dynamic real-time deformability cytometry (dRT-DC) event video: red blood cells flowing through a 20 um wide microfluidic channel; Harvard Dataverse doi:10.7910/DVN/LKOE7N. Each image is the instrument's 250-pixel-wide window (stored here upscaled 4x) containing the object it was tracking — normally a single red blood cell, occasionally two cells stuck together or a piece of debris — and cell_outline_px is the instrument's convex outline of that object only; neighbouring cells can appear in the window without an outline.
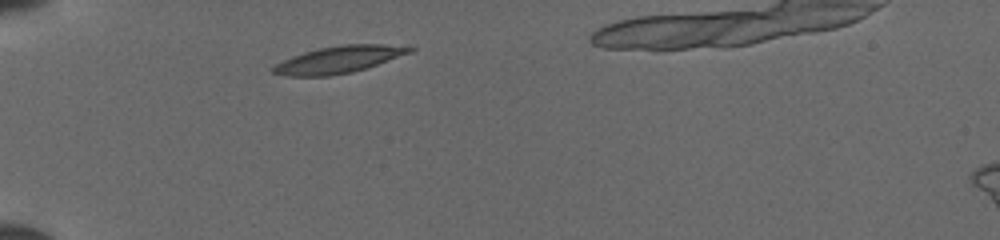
{"species": "common noctule bat (a hibernating species)", "species_latin": "Nyctalus noctula", "temperature_condition": "cold", "stored_images_in_passage": 35, "camera_frame_rate_fps": 3000, "um_per_image_px": 0.085, "animal": {"sex": "female", "body_mass_g": 19.5, "forearm_length_mm": 54.1}, "frame": {"image": 1, "passage_image": 4, "time_ms": 1.0, "image_size_px": [1000, 240], "cell_outline_px": [[416, 48], [412, 52], [352, 72], [328, 76], [288, 76], [272, 72], [272, 68], [276, 64], [292, 56], [304, 52], [320, 48], [340, 44], [380, 44]], "centroid_in_image_um": [28.76, 5.06], "position_along_channel_um": 56.2, "area_um2": 21.04}}
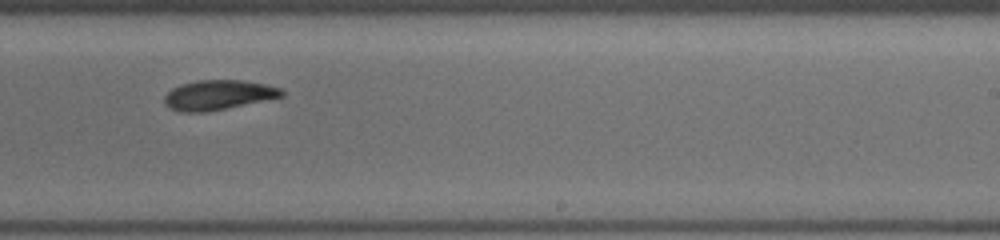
{"frame": {"image": 2, "passage_image": 21, "time_ms": 6.667, "image_size_px": [1000, 240], "cell_outline_px": [[284, 96], [204, 112], [180, 112], [168, 108], [164, 104], [164, 96], [172, 88], [180, 84], [196, 80], [240, 80], [268, 84], [280, 88], [284, 92]], "centroid_in_image_um": [18.51, 8.06], "position_along_channel_um": 270.5, "area_um2": 20.29}}
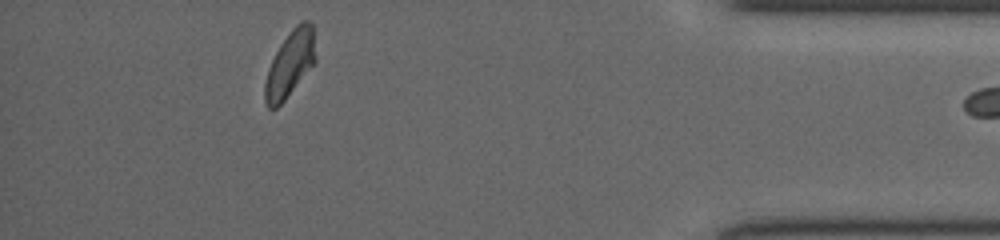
{"frame": {"image": 3, "passage_image": 34, "time_ms": 11.0, "image_size_px": [1000, 240], "cell_outline_px": [[316, 60], [284, 100], [276, 108], [268, 108], [264, 100], [264, 84], [268, 68], [280, 44], [292, 28], [300, 20], [308, 20], [312, 24], [316, 56]], "centroid_in_image_um": [24.64, 5.4], "position_along_channel_um": 410.6, "area_um2": 19.25}}